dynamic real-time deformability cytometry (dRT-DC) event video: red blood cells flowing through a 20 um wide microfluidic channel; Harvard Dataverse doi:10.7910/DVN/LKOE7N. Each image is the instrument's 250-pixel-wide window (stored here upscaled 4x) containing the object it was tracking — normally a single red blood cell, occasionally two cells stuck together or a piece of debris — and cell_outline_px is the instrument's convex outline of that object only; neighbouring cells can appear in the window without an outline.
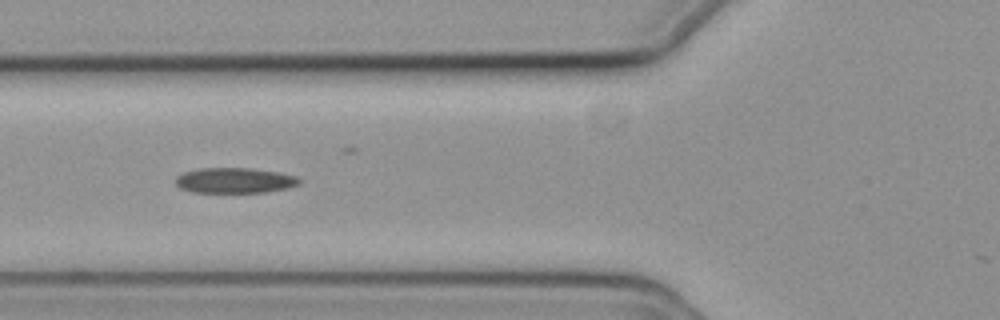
{"species": "common noctule bat (a hibernating species)", "species_latin": "Nyctalus noctula", "temperature_condition": "cold", "stored_images_in_passage": 29, "camera_frame_rate_fps": 3000, "um_per_image_px": 0.085, "animal": {"sex": "female", "body_mass_g": 19.3, "forearm_length_mm": 54.1}, "frame": {"image": 1, "passage_image": 17, "time_ms": 5.333, "image_size_px": [1000, 320], "cell_outline_px": [[300, 184], [288, 188], [264, 192], [192, 192], [180, 188], [176, 184], [176, 176], [184, 172], [200, 168], [252, 168], [276, 172], [296, 176], [300, 180]], "centroid_in_image_um": [19.94, 15.33], "position_along_channel_um": 105.9, "area_um2": 18.21}}